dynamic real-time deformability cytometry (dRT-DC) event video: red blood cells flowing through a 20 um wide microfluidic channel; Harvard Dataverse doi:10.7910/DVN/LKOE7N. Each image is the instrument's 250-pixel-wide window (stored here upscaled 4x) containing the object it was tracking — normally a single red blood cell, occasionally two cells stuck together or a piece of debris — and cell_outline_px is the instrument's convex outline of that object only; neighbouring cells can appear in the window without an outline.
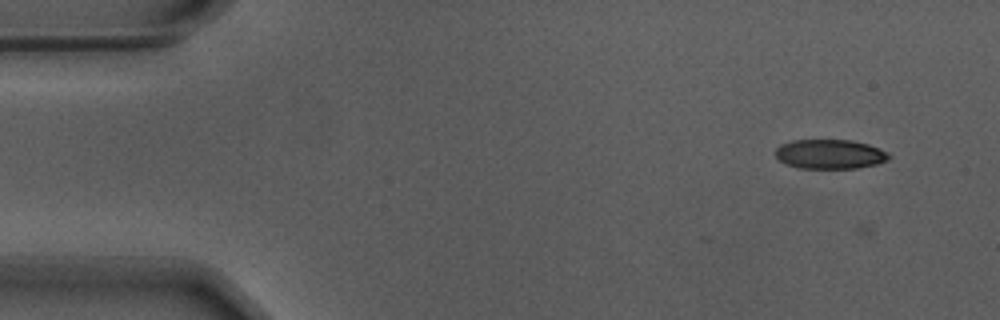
{"species": "Egyptian fruit bat (a non-hibernating species)", "species_latin": "Rousettus aegyptiacus", "temperature_condition": "warm", "stored_images_in_passage": 5, "camera_frame_rate_fps": 3000, "um_per_image_px": 0.085, "animal": {"sex": "male"}, "frame": {"image": 1, "passage_image": 4, "time_ms": 1.0, "image_size_px": [1000, 320], "cell_outline_px": [[892, 156], [888, 160], [876, 164], [856, 168], [800, 168], [788, 164], [780, 160], [776, 156], [776, 148], [780, 144], [792, 140], [852, 140], [868, 144], [880, 148], [888, 152]], "centroid_in_image_um": [70.58, 13.09], "position_along_channel_um": 14.4, "area_um2": 19.48}}